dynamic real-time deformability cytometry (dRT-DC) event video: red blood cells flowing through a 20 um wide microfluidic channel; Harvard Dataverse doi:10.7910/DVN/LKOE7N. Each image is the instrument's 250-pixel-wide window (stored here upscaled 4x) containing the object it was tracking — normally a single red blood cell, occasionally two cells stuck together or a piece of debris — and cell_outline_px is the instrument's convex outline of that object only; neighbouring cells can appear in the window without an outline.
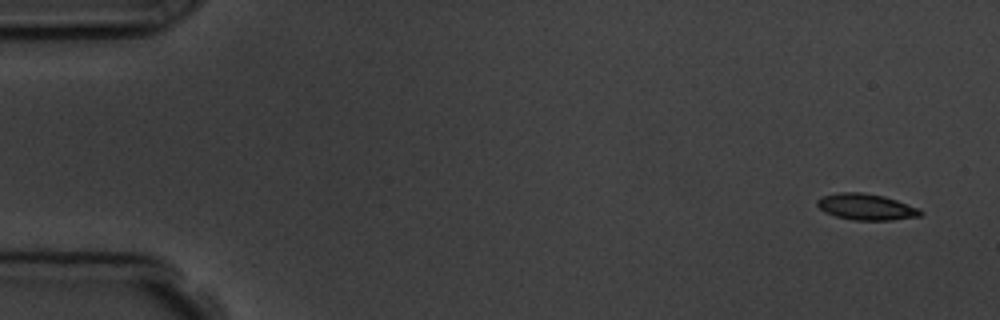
{"species": "common noctule bat (a hibernating species)", "species_latin": "Nyctalus noctula", "temperature_condition": "room temperature", "stored_images_in_passage": 5, "camera_frame_rate_fps": 3000, "um_per_image_px": 0.085, "animal": {"sex": "male", "body_mass_g": 19.5, "forearm_length_mm": 54.6}, "frame": {"image": 1, "passage_image": 1, "time_ms": 0.0, "image_size_px": [1000, 320], "cell_outline_px": [[924, 212], [920, 216], [892, 220], [852, 220], [836, 216], [824, 212], [816, 204], [816, 200], [824, 196], [840, 192], [860, 192], [884, 196], [920, 208]], "centroid_in_image_um": [73.64, 17.59], "position_along_channel_um": 11.4, "area_um2": 15.78}}
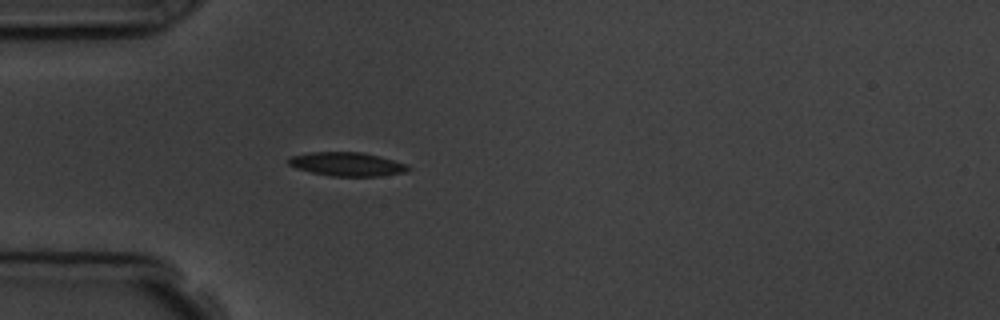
{"frame": {"image": 2, "passage_image": 5, "time_ms": 4.333, "image_size_px": [1000, 320], "cell_outline_px": [[408, 168], [404, 172], [380, 176], [332, 176], [312, 172], [296, 168], [288, 164], [288, 156], [308, 152], [360, 152], [380, 156], [408, 164]], "centroid_in_image_um": [29.45, 13.94], "position_along_channel_um": 55.5, "area_um2": 16.53}}